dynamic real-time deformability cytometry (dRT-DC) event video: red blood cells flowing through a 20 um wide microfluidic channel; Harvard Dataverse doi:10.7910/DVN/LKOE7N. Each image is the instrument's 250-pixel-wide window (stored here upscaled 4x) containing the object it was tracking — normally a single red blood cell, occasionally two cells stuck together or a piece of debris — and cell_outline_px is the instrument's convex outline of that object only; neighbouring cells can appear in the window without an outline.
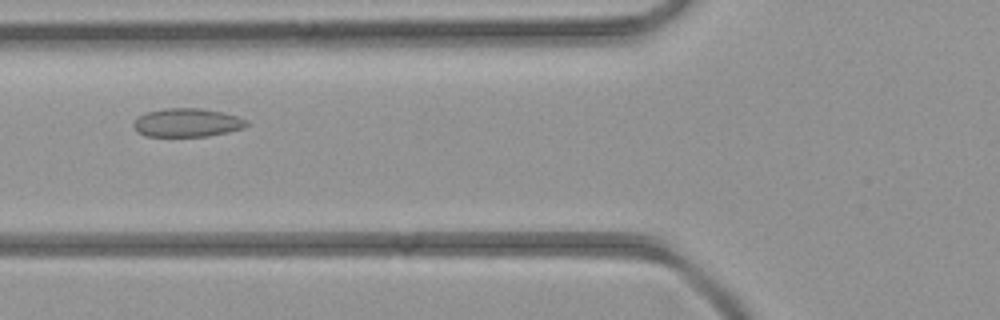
{"species": "common noctule bat (a hibernating species)", "species_latin": "Nyctalus noctula", "temperature_condition": "room temperature", "stored_images_in_passage": 5, "camera_frame_rate_fps": 3000, "um_per_image_px": 0.085, "animal": {"sex": "female", "body_mass_g": 21.9}, "frame": {"image": 1, "passage_image": 5, "time_ms": 5.333, "image_size_px": [1000, 320], "cell_outline_px": [[248, 124], [244, 128], [228, 132], [208, 136], [144, 136], [132, 124], [140, 116], [148, 112], [164, 108], [200, 108], [224, 112], [248, 120]], "centroid_in_image_um": [15.95, 10.42], "position_along_channel_um": 109.8, "area_um2": 18.67}}